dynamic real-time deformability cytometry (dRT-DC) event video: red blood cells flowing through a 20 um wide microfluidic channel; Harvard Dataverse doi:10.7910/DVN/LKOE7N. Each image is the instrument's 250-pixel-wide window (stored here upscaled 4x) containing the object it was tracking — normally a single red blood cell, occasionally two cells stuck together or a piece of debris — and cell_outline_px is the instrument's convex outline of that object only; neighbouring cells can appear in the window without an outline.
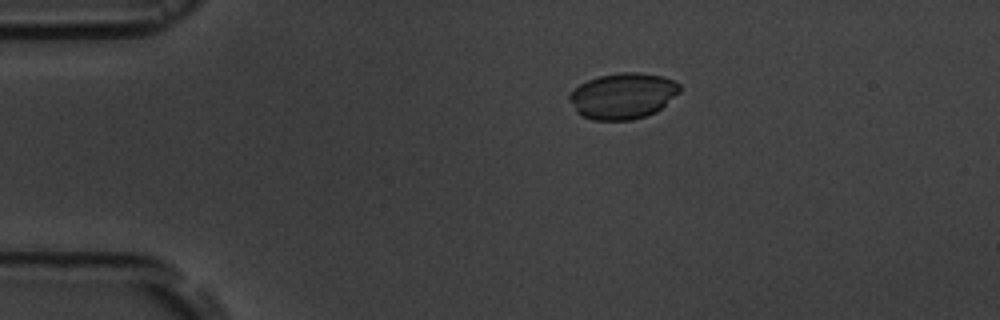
{"species": "common noctule bat (a hibernating species)", "species_latin": "Nyctalus noctula", "temperature_condition": "room temperature", "stored_images_in_passage": 12, "camera_frame_rate_fps": 3000, "um_per_image_px": 0.085, "animal": {"sex": "male", "body_mass_g": 19.5, "forearm_length_mm": 54.6}, "frame": {"image": 1, "passage_image": 4, "time_ms": 3.333, "image_size_px": [1000, 320], "cell_outline_px": [[680, 92], [656, 112], [632, 120], [592, 120], [580, 116], [576, 112], [568, 100], [568, 96], [580, 84], [588, 80], [600, 76], [624, 72], [636, 72], [664, 76], [680, 84]], "centroid_in_image_um": [52.93, 8.16], "position_along_channel_um": 32.1, "area_um2": 29.54}}
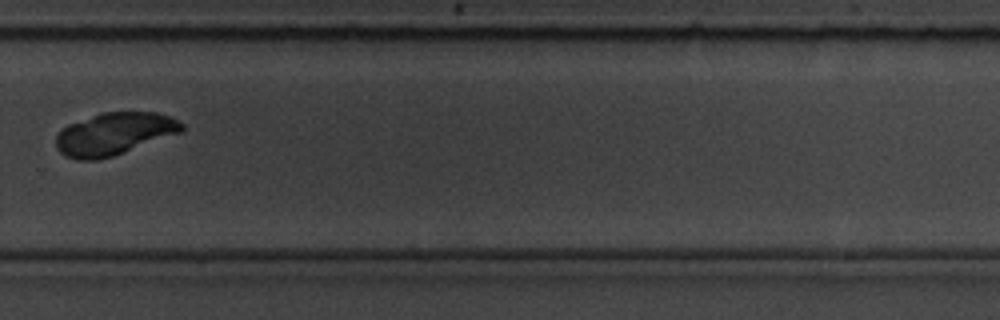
{"frame": {"image": 2, "passage_image": 12, "time_ms": 12.667, "image_size_px": [1000, 320], "cell_outline_px": [[184, 132], [112, 156], [96, 160], [76, 160], [64, 156], [56, 148], [56, 136], [60, 128], [68, 124], [104, 112], [156, 112], [172, 116], [184, 124]], "centroid_in_image_um": [9.72, 11.38], "position_along_channel_um": 320.1, "area_um2": 31.33}}